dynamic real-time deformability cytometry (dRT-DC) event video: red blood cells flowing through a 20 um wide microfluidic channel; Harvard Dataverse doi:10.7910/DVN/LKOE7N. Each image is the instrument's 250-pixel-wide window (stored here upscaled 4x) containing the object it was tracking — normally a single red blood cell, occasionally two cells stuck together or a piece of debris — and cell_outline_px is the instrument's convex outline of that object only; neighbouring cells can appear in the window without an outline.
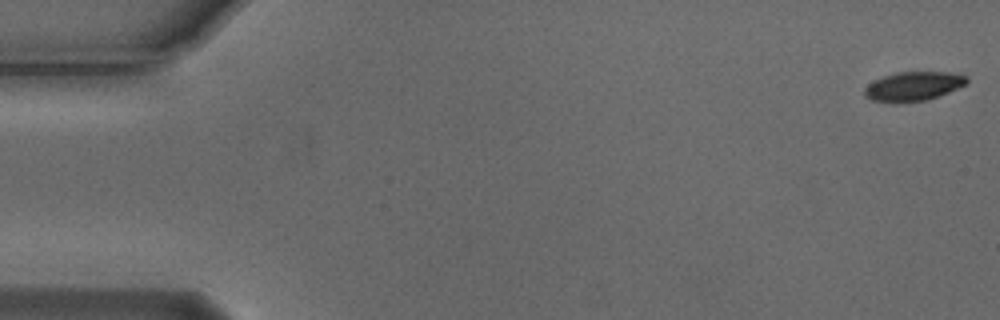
{"species": "Egyptian fruit bat (a non-hibernating species)", "species_latin": "Rousettus aegyptiacus", "temperature_condition": "cold", "stored_images_in_passage": 5, "camera_frame_rate_fps": 3000, "um_per_image_px": 0.085, "animal": {"sex": "male"}, "frame": {"image": 1, "passage_image": 1, "time_ms": 0.0, "image_size_px": [1000, 320], "cell_outline_px": [[968, 84], [928, 100], [892, 104], [872, 100], [864, 96], [864, 88], [868, 84], [884, 76], [896, 72], [948, 72], [968, 76]], "centroid_in_image_um": [77.63, 7.35], "position_along_channel_um": 7.4, "area_um2": 17.63}}
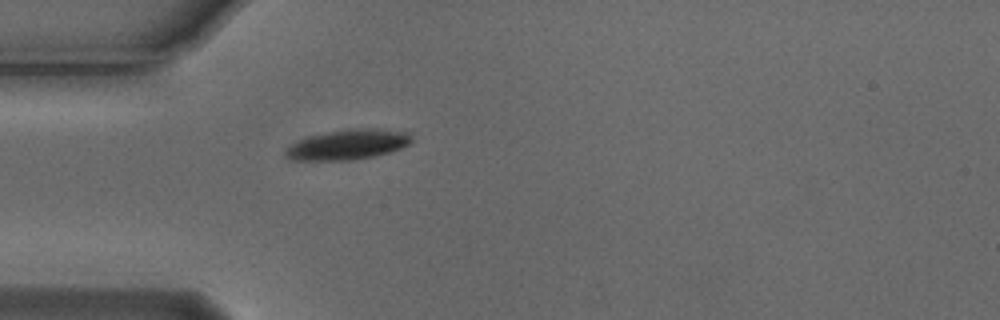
{"frame": {"image": 2, "passage_image": 5, "time_ms": 1.333, "image_size_px": [1000, 320], "cell_outline_px": [[412, 140], [408, 144], [400, 148], [388, 152], [372, 156], [352, 160], [296, 160], [288, 156], [284, 152], [292, 144], [300, 140], [312, 136], [344, 128], [380, 128], [408, 132], [412, 136]], "centroid_in_image_um": [29.63, 12.27], "position_along_channel_um": 55.4, "area_um2": 21.79}}